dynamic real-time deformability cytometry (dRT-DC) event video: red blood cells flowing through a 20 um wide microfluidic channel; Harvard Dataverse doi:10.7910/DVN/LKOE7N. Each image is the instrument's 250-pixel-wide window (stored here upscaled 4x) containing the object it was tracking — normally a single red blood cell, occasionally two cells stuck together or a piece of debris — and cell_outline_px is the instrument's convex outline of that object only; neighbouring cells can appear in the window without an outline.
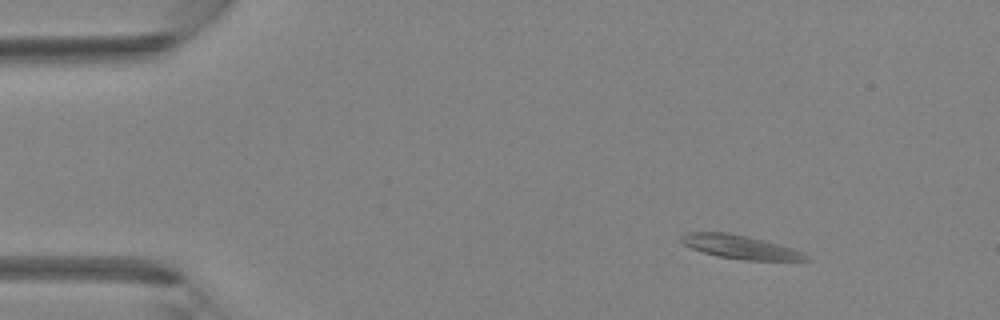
{"species": "Egyptian fruit bat (a non-hibernating species)", "species_latin": "Rousettus aegyptiacus", "temperature_condition": "room temperature", "stored_images_in_passage": 40, "camera_frame_rate_fps": 3000, "um_per_image_px": 0.085, "animal": {"sex": "female"}, "frame": {"image": 1, "passage_image": 5, "time_ms": 1.333, "image_size_px": [1000, 320], "cell_outline_px": [[808, 260], [744, 260], [716, 256], [692, 248], [684, 244], [680, 240], [680, 236], [688, 232], [728, 232], [764, 240], [792, 248], [808, 256]], "centroid_in_image_um": [62.86, 20.98], "position_along_channel_um": 22.1, "area_um2": 16.88}}
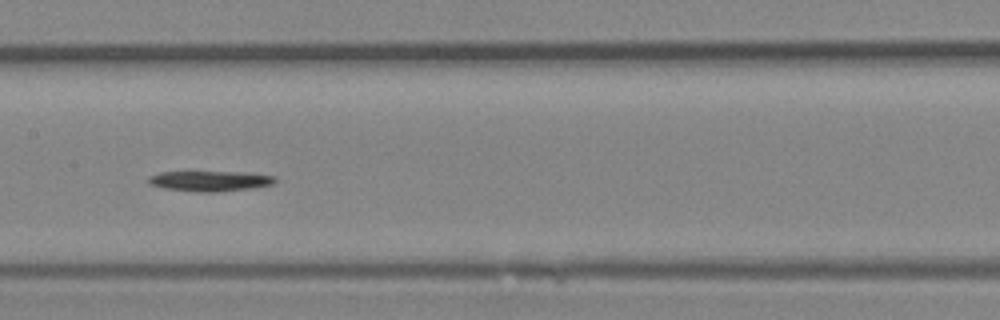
{"frame": {"image": 2, "passage_image": 20, "time_ms": 6.333, "image_size_px": [1000, 320], "cell_outline_px": [[276, 180], [272, 184], [256, 188], [212, 192], [196, 192], [164, 188], [148, 184], [148, 176], [160, 172], [248, 172], [276, 176]], "centroid_in_image_um": [17.86, 15.38], "position_along_channel_um": 189.5, "area_um2": 15.14}}
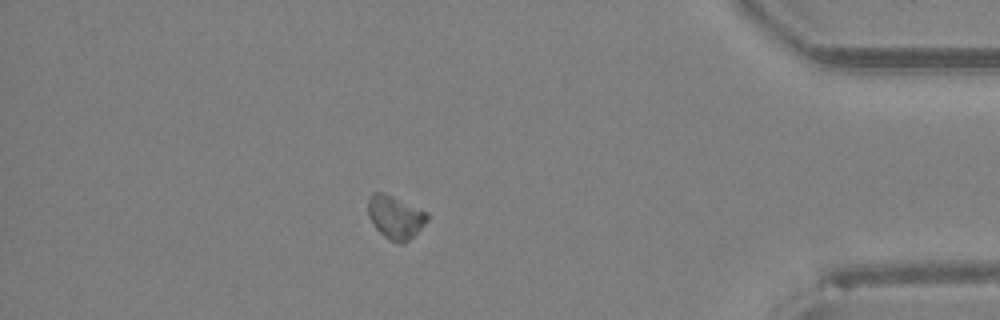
{"frame": {"image": 3, "passage_image": 35, "time_ms": 11.333, "image_size_px": [1000, 320], "cell_outline_px": [[428, 220], [404, 244], [396, 244], [388, 240], [376, 228], [368, 216], [368, 196], [372, 192], [384, 192], [428, 212]], "centroid_in_image_um": [33.58, 18.45], "position_along_channel_um": 401.6, "area_um2": 14.97}}